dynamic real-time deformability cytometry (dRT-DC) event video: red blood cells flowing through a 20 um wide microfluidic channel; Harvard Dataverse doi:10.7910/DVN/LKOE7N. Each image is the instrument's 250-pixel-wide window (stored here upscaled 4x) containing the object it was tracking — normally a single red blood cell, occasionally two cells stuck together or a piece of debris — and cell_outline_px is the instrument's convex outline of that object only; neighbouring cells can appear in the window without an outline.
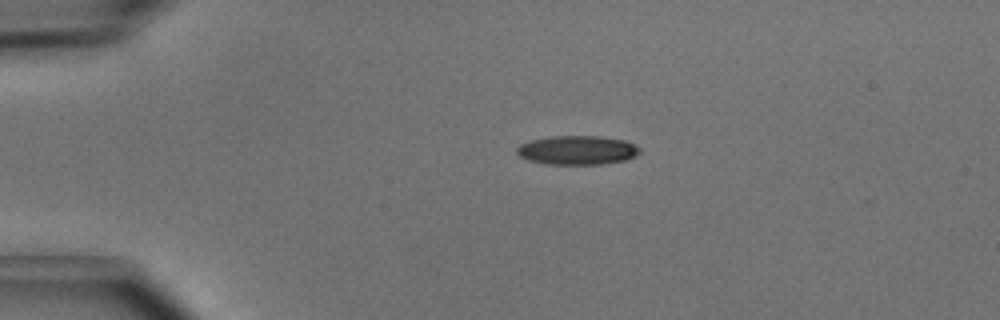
{"species": "common noctule bat (a hibernating species)", "species_latin": "Nyctalus noctula", "temperature_condition": "cold", "stored_images_in_passage": 2, "camera_frame_rate_fps": 3000, "um_per_image_px": 0.085, "animal": {"sex": "male", "body_mass_g": 15.6}, "frame": {"image": 1, "passage_image": 1, "time_ms": 0.0, "image_size_px": [1000, 320], "cell_outline_px": [[640, 152], [636, 156], [624, 160], [600, 164], [544, 164], [528, 160], [520, 156], [516, 152], [516, 148], [520, 144], [532, 140], [552, 136], [600, 136], [624, 140], [636, 144], [640, 148]], "centroid_in_image_um": [49.08, 12.76], "position_along_channel_um": 35.9, "area_um2": 20.81}}